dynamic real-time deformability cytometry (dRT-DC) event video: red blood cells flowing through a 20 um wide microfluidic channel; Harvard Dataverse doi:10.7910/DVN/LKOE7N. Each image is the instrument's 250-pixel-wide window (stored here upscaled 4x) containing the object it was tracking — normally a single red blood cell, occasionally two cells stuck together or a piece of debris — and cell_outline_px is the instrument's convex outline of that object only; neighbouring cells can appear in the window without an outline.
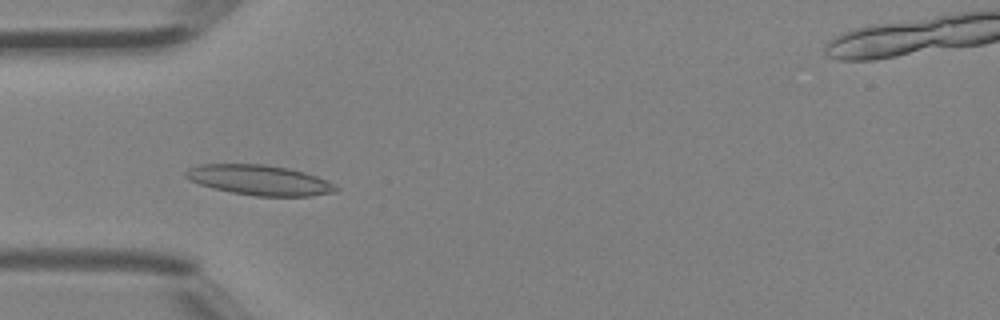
{"species": "Egyptian fruit bat (a non-hibernating species)", "species_latin": "Rousettus aegyptiacus", "temperature_condition": "room temperature", "stored_images_in_passage": 45, "camera_frame_rate_fps": 3000, "um_per_image_px": 0.085, "animal": {"sex": "female"}, "frame": {"image": 1, "passage_image": 14, "time_ms": 4.333, "image_size_px": [1000, 320], "cell_outline_px": [[340, 188], [336, 192], [312, 196], [256, 196], [232, 192], [200, 184], [188, 180], [184, 176], [184, 172], [188, 168], [200, 164], [264, 164], [288, 168], [304, 172], [316, 176]], "centroid_in_image_um": [22.03, 15.3], "position_along_channel_um": 63.0, "area_um2": 26.24}}
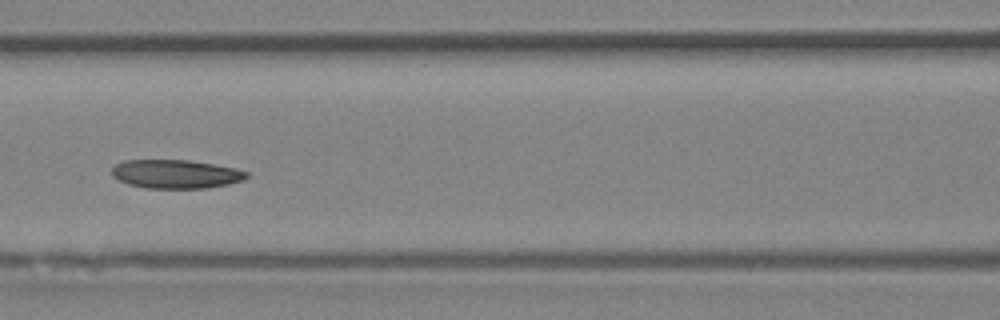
{"frame": {"image": 2, "passage_image": 20, "time_ms": 6.333, "image_size_px": [1000, 320], "cell_outline_px": [[248, 176], [240, 180], [228, 184], [204, 188], [144, 188], [128, 184], [112, 176], [112, 168], [116, 164], [124, 160], [188, 160], [236, 168], [248, 172]], "centroid_in_image_um": [14.91, 14.79], "position_along_channel_um": 151.7, "area_um2": 22.37}}
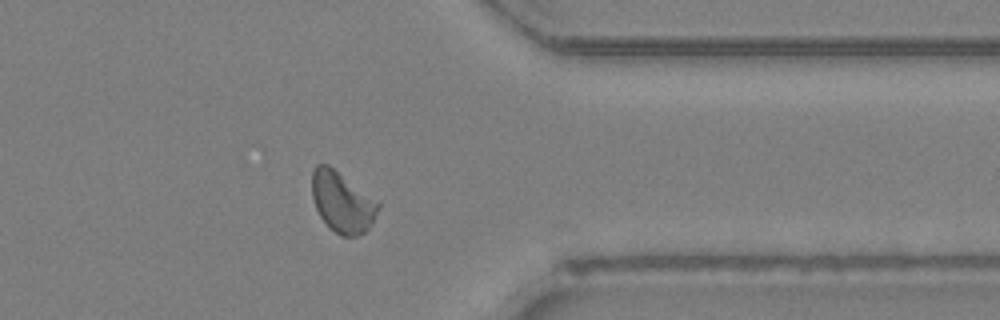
{"frame": {"image": 3, "passage_image": 36, "time_ms": 11.667, "image_size_px": [1000, 320], "cell_outline_px": [[380, 208], [372, 224], [364, 232], [356, 236], [340, 236], [320, 216], [316, 208], [312, 196], [312, 172], [316, 164], [328, 164], [380, 200]], "centroid_in_image_um": [29.13, 17.15], "position_along_channel_um": 382.3, "area_um2": 23.64}}